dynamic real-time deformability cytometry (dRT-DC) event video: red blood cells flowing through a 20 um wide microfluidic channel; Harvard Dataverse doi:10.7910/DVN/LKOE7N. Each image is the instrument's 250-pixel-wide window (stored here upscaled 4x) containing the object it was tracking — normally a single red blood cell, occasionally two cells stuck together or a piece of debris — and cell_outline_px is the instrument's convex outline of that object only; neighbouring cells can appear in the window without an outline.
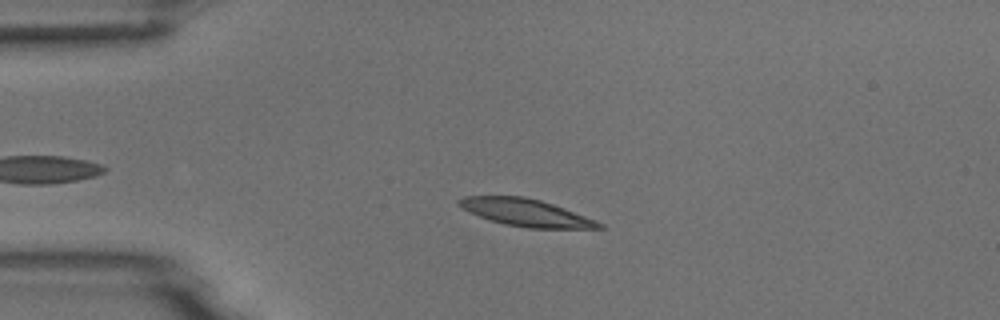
{"species": "common noctule bat (a hibernating species)", "species_latin": "Nyctalus noctula", "temperature_condition": "room temperature", "stored_images_in_passage": 5, "camera_frame_rate_fps": 3000, "um_per_image_px": 0.085, "animal": {"sex": "male", "body_mass_g": 18.8}, "frame": {"image": 1, "passage_image": 4, "time_ms": 3.667, "image_size_px": [1000, 320], "cell_outline_px": [[604, 228], [528, 228], [504, 224], [468, 212], [456, 204], [456, 200], [464, 196], [524, 196], [540, 200], [564, 208], [596, 220], [604, 224]], "centroid_in_image_um": [44.67, 18.06], "position_along_channel_um": 40.3, "area_um2": 22.14}}